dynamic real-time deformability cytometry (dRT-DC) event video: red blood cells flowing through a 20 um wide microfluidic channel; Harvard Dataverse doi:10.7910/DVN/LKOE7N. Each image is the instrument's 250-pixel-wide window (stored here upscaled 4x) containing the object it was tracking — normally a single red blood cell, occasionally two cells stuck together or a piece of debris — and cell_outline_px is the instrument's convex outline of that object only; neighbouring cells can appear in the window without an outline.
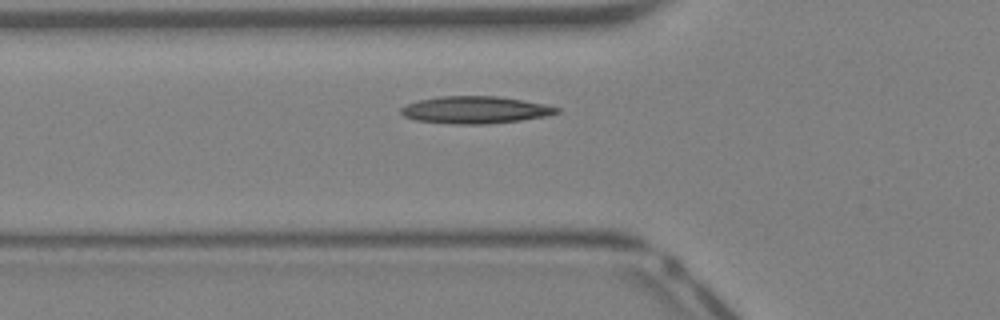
{"species": "Egyptian fruit bat (a non-hibernating species)", "species_latin": "Rousettus aegyptiacus", "temperature_condition": "warm", "stored_images_in_passage": 29, "camera_frame_rate_fps": 3000, "um_per_image_px": 0.085, "animal": {"sex": "female"}, "frame": {"image": 1, "passage_image": 6, "time_ms": 1.667, "image_size_px": [1000, 320], "cell_outline_px": [[560, 112], [548, 116], [520, 120], [488, 124], [452, 124], [416, 120], [404, 116], [400, 112], [400, 108], [404, 104], [416, 100], [440, 96], [496, 96], [524, 100], [544, 104], [560, 108]], "centroid_in_image_um": [40.37, 9.34], "position_along_channel_um": 85.4, "area_um2": 24.91}}
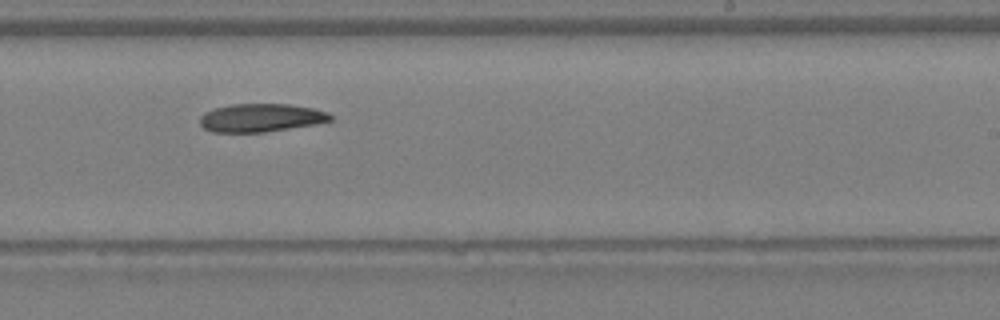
{"frame": {"image": 2, "passage_image": 17, "time_ms": 5.333, "image_size_px": [1000, 320], "cell_outline_px": [[332, 120], [316, 124], [264, 132], [212, 132], [204, 128], [200, 124], [200, 116], [204, 112], [212, 108], [232, 104], [288, 104], [312, 108], [328, 112], [332, 116]], "centroid_in_image_um": [22.15, 10.01], "position_along_channel_um": 266.8, "area_um2": 21.5}}
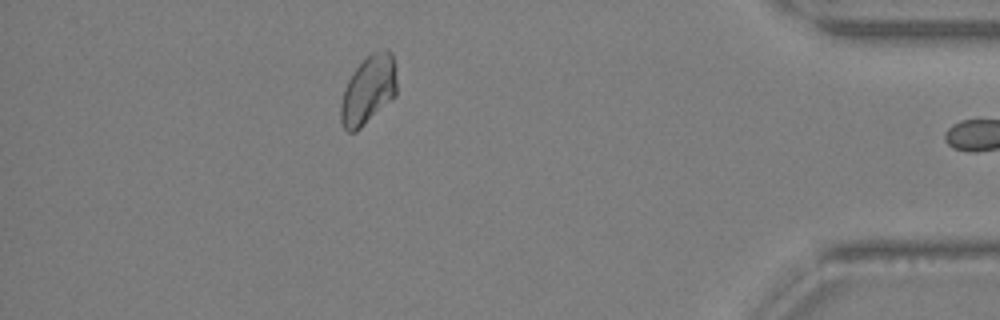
{"frame": {"image": 3, "passage_image": 28, "time_ms": 9.0, "image_size_px": [1000, 320], "cell_outline_px": [[396, 96], [356, 132], [348, 132], [344, 128], [340, 120], [340, 104], [344, 88], [352, 72], [372, 52], [384, 48], [388, 48], [392, 52], [396, 80]], "centroid_in_image_um": [31.3, 7.65], "position_along_channel_um": 403.9, "area_um2": 22.48}}